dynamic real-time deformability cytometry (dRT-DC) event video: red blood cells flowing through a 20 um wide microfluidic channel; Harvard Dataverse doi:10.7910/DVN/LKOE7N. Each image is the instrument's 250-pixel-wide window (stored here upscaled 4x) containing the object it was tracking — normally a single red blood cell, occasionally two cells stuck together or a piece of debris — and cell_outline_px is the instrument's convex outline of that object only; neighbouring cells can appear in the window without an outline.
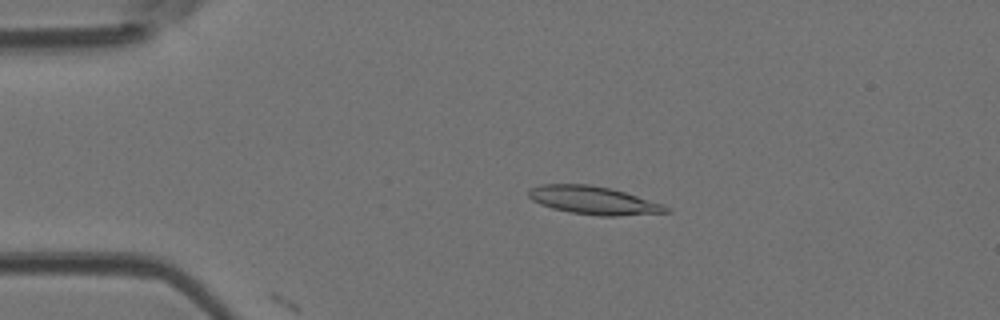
{"species": "Egyptian fruit bat (a non-hibernating species)", "species_latin": "Rousettus aegyptiacus", "temperature_condition": "room temperature", "stored_images_in_passage": 4, "camera_frame_rate_fps": 3000, "um_per_image_px": 0.085, "animal": {"sex": "female"}, "frame": {"image": 1, "passage_image": 3, "time_ms": 0.667, "image_size_px": [1000, 320], "cell_outline_px": [[672, 212], [620, 216], [600, 216], [572, 212], [552, 208], [540, 204], [532, 200], [528, 196], [528, 188], [544, 184], [588, 184], [608, 188], [624, 192], [672, 208]], "centroid_in_image_um": [50.43, 17.03], "position_along_channel_um": 34.6, "area_um2": 22.31}}